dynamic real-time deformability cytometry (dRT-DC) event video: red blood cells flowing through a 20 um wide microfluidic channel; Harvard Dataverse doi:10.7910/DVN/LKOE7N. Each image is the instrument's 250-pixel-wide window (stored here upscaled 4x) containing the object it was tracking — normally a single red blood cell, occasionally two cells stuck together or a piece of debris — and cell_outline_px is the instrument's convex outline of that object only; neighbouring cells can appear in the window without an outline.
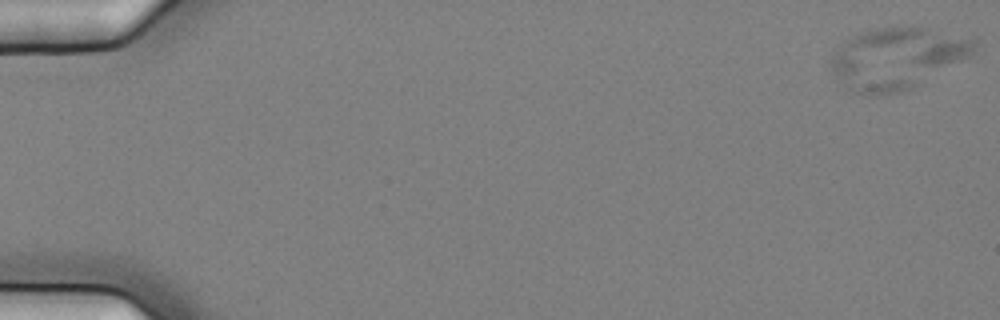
{"species": "common noctule bat (a hibernating species)", "species_latin": "Nyctalus noctula", "temperature_condition": "cold", "stored_images_in_passage": 16, "camera_frame_rate_fps": 3000, "um_per_image_px": 0.085, "animal": {"sex": "female", "body_mass_g": 25.1}, "frame": {"image": 1, "passage_image": 1, "time_ms": 0.0, "image_size_px": [1000, 320], "cell_outline_px": [[976, 48], [968, 56], [908, 88], [900, 92], [880, 96], [868, 96], [848, 92], [828, 68], [828, 60], [836, 48], [844, 40], [860, 32], [872, 28], [908, 24], [972, 36], [976, 40]], "centroid_in_image_um": [76.14, 4.91], "position_along_channel_um": 8.9, "area_um2": 52.31}}